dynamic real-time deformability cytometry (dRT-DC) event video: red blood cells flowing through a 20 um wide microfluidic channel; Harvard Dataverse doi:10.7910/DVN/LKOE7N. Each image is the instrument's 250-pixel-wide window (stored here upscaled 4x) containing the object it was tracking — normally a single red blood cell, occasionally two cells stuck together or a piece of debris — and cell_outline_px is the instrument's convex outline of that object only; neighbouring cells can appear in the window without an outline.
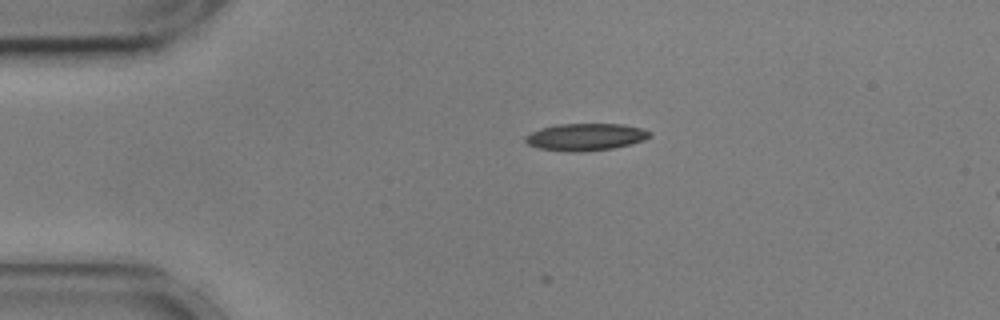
{"species": "common noctule bat (a hibernating species)", "species_latin": "Nyctalus noctula", "temperature_condition": "cold", "stored_images_in_passage": 36, "camera_frame_rate_fps": 3000, "um_per_image_px": 0.085, "animal": {"sex": "male", "body_mass_g": 17.9, "forearm_length_mm": 54.2}, "frame": {"image": 1, "passage_image": 1, "time_ms": 0.0, "image_size_px": [1000, 320], "cell_outline_px": [[652, 136], [644, 140], [632, 144], [612, 148], [572, 152], [540, 148], [528, 144], [524, 140], [524, 136], [540, 128], [552, 124], [624, 124], [644, 128], [652, 132]], "centroid_in_image_um": [49.81, 11.62], "position_along_channel_um": 35.2, "area_um2": 19.77}}
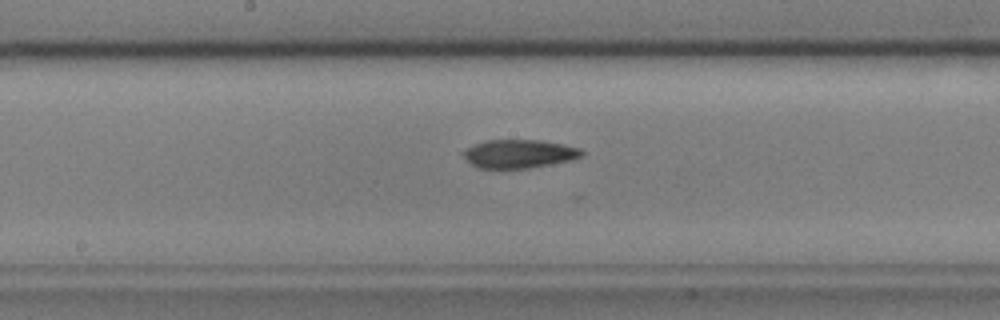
{"frame": {"image": 2, "passage_image": 18, "time_ms": 5.667, "image_size_px": [1000, 320], "cell_outline_px": [[584, 156], [572, 160], [528, 168], [476, 168], [460, 152], [484, 140], [540, 140], [564, 144], [580, 148], [584, 152]], "centroid_in_image_um": [44.15, 13.07], "position_along_channel_um": 204.0, "area_um2": 19.65}}
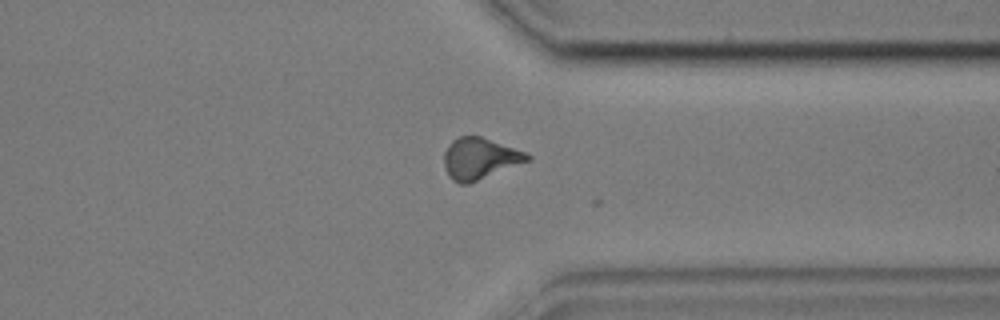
{"frame": {"image": 3, "passage_image": 32, "time_ms": 10.333, "image_size_px": [1000, 320], "cell_outline_px": [[532, 160], [468, 184], [460, 184], [452, 180], [444, 164], [444, 152], [452, 140], [460, 136], [480, 136], [524, 152], [532, 156]], "centroid_in_image_um": [40.79, 13.48], "position_along_channel_um": 370.6, "area_um2": 19.88}, "authors_computed_cell_mechanics": {"area_um2": 19.7965, "velocity_mm_per_s": 3.5903, "shape_relaxation_time_tau1_ms": null, "shape_relaxation_time_tau2_ms": 2.0893, "deformation_change_tau1": null, "deformation_change_tau2": 0.0827}}